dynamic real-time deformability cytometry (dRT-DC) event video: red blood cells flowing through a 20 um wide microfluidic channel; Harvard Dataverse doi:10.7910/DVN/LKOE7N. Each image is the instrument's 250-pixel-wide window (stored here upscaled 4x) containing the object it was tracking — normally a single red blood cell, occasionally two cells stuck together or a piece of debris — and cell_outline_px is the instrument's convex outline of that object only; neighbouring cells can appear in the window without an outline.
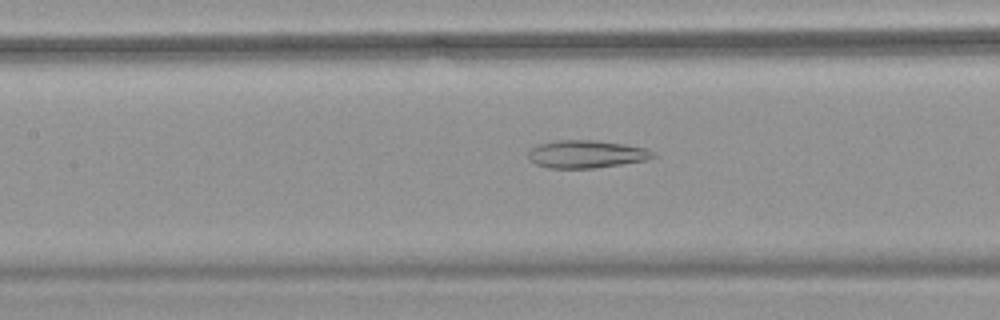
{"species": "common noctule bat (a hibernating species)", "species_latin": "Nyctalus noctula", "temperature_condition": "warm", "stored_images_in_passage": 41, "camera_frame_rate_fps": 3000, "um_per_image_px": 0.085, "animal": {"sex": "female", "body_mass_g": 18.4}, "frame": {"image": 1, "passage_image": 18, "time_ms": 5.667, "image_size_px": [1000, 320], "cell_outline_px": [[656, 156], [648, 160], [596, 168], [548, 168], [536, 164], [528, 160], [528, 152], [536, 144], [556, 140], [596, 140], [624, 144], [648, 148], [656, 152]], "centroid_in_image_um": [49.86, 13.1], "position_along_channel_um": 157.5, "area_um2": 20.52}}
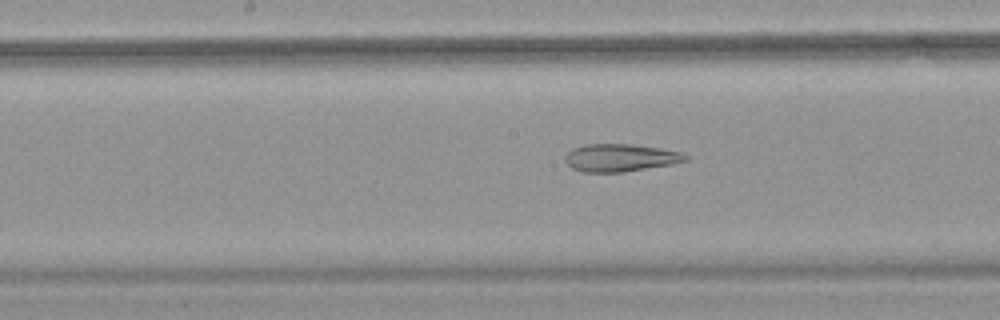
{"frame": {"image": 2, "passage_image": 21, "time_ms": 6.667, "image_size_px": [1000, 320], "cell_outline_px": [[688, 160], [672, 164], [624, 172], [584, 172], [572, 168], [564, 160], [564, 156], [572, 148], [584, 144], [632, 144], [660, 148], [680, 152], [688, 156]], "centroid_in_image_um": [52.7, 13.4], "position_along_channel_um": 195.5, "area_um2": 19.42}}
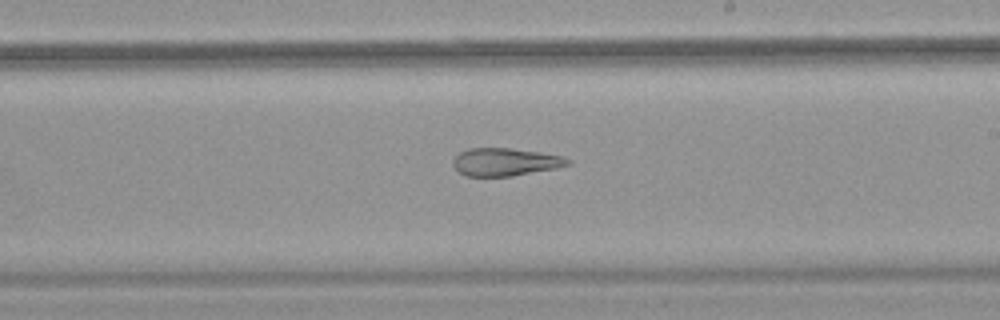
{"frame": {"image": 3, "passage_image": 25, "time_ms": 8.0, "image_size_px": [1000, 320], "cell_outline_px": [[572, 164], [556, 168], [512, 176], [468, 176], [460, 172], [452, 164], [452, 160], [460, 152], [468, 148], [508, 148], [540, 152], [564, 156], [572, 160]], "centroid_in_image_um": [42.98, 13.76], "position_along_channel_um": 246.0, "area_um2": 18.61}, "authors_computed_cell_mechanics": {"area_um2": 21.7906, "velocity_mm_per_s": 3.8256, "shape_relaxation_time_tau1_ms": null, "shape_relaxation_time_tau2_ms": 4.429, "deformation_change_tau1": null, "deformation_change_tau2": 0.1533}}